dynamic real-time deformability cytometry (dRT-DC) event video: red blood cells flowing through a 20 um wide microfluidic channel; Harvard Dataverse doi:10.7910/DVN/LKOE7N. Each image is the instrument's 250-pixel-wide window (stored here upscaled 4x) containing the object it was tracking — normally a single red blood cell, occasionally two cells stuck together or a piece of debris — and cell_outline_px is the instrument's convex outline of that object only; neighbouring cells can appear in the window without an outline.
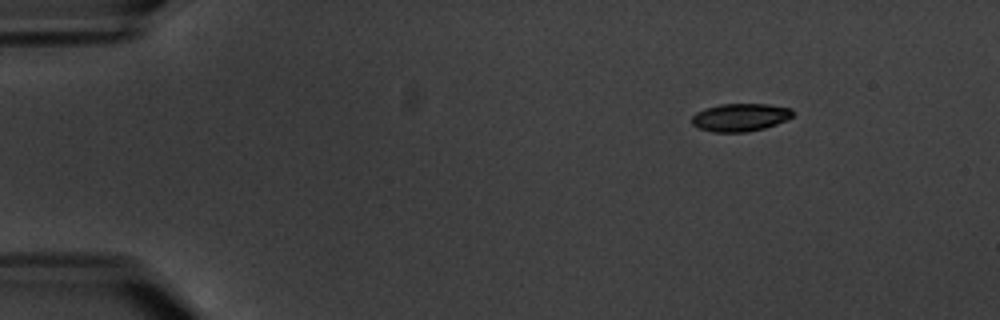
{"species": "common noctule bat (a hibernating species)", "species_latin": "Nyctalus noctula", "temperature_condition": "warm", "stored_images_in_passage": 7, "camera_frame_rate_fps": 3000, "um_per_image_px": 0.085, "animal": {"sex": "male", "body_mass_g": 20.1, "forearm_length_mm": 53.5}, "frame": {"image": 1, "passage_image": 2, "time_ms": 1.333, "image_size_px": [1000, 320], "cell_outline_px": [[792, 116], [788, 120], [764, 128], [748, 132], [712, 132], [700, 128], [692, 124], [692, 116], [696, 112], [704, 108], [720, 104], [768, 104], [792, 108]], "centroid_in_image_um": [62.92, 9.97], "position_along_channel_um": 22.1, "area_um2": 16.47}}